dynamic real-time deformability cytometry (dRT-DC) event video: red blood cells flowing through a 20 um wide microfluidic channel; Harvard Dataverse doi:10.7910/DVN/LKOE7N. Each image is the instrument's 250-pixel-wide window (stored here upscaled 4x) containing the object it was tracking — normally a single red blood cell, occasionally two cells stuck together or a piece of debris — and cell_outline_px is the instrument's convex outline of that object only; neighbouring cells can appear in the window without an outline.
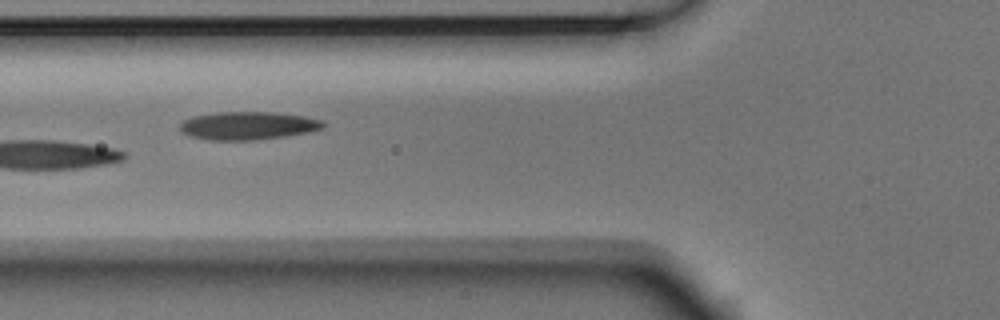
{"species": "Egyptian fruit bat (a non-hibernating species)", "species_latin": "Rousettus aegyptiacus", "temperature_condition": "room temperature", "stored_images_in_passage": 8, "camera_frame_rate_fps": 3000, "um_per_image_px": 0.085, "animal": {"sex": "male"}, "frame": {"image": 1, "passage_image": 5, "time_ms": 1.333, "image_size_px": [1000, 320], "cell_outline_px": [[324, 128], [312, 132], [284, 136], [252, 140], [208, 140], [192, 136], [184, 132], [180, 128], [180, 124], [184, 120], [196, 116], [216, 112], [272, 112], [304, 116], [324, 120]], "centroid_in_image_um": [21.14, 10.68], "position_along_channel_um": 104.7, "area_um2": 23.29}}
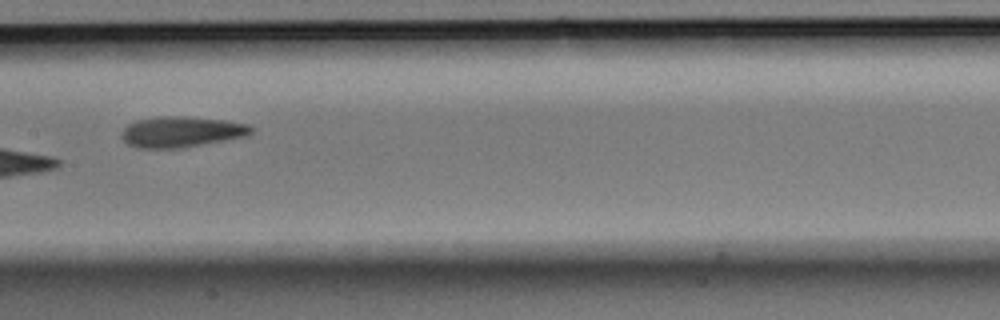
{"frame": {"image": 2, "passage_image": 7, "time_ms": 2.0, "image_size_px": [1000, 320], "cell_outline_px": [[256, 128], [248, 136], [180, 148], [136, 148], [128, 144], [120, 136], [120, 132], [128, 124], [136, 120], [160, 116], [184, 116], [224, 120], [248, 124]], "centroid_in_image_um": [15.42, 11.2], "position_along_channel_um": 192.0, "area_um2": 23.41}}
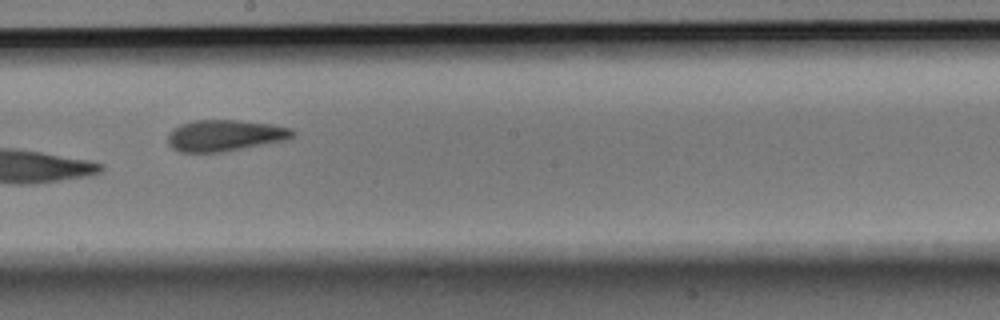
{"frame": {"image": 3, "passage_image": 8, "time_ms": 2.333, "image_size_px": [1000, 320], "cell_outline_px": [[296, 136], [284, 140], [224, 152], [180, 152], [172, 148], [168, 144], [168, 132], [172, 128], [180, 124], [192, 120], [240, 120], [272, 124], [292, 128], [296, 132]], "centroid_in_image_um": [19.11, 11.51], "position_along_channel_um": 229.1, "area_um2": 23.06}}